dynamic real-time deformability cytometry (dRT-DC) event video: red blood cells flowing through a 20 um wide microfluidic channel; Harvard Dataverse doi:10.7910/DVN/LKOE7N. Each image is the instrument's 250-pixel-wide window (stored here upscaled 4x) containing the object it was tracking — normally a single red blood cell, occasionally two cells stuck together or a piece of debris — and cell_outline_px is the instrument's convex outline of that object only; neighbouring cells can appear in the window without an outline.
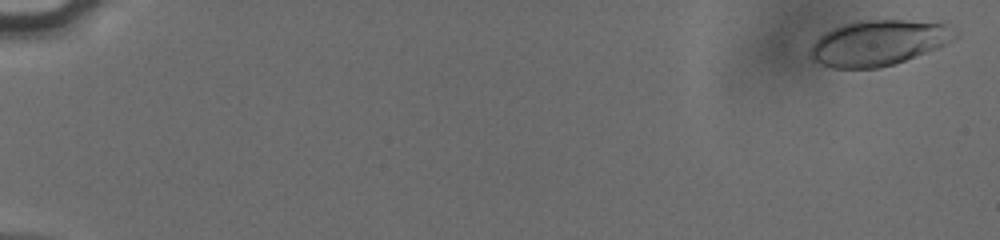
{"species": "human", "species_latin": "Homo sapiens", "temperature_condition": "cold", "stored_images_in_passage": 56, "camera_frame_rate_fps": 3000, "um_per_image_px": 0.085, "donor": {"sex": "male"}, "frame": {"image": 1, "passage_image": 2, "time_ms": 0.333, "image_size_px": [1000, 240], "cell_outline_px": [[960, 36], [936, 48], [916, 56], [880, 68], [832, 68], [820, 64], [812, 60], [808, 56], [808, 52], [812, 44], [820, 36], [832, 28], [844, 24], [860, 20], [904, 20], [944, 24]], "centroid_in_image_um": [74.6, 3.65], "position_along_channel_um": 10.4, "area_um2": 38.03}}
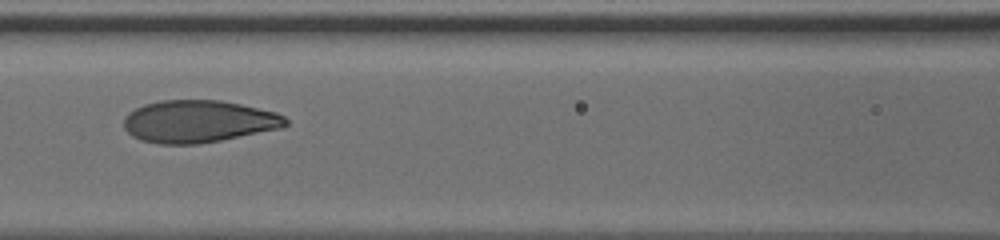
{"frame": {"image": 2, "passage_image": 28, "time_ms": 9.0, "image_size_px": [1000, 240], "cell_outline_px": [[288, 124], [280, 128], [200, 144], [160, 144], [140, 140], [132, 136], [124, 128], [124, 116], [128, 112], [144, 104], [160, 100], [220, 100], [240, 104], [276, 112], [284, 116], [288, 120]], "centroid_in_image_um": [16.83, 10.32], "position_along_channel_um": 149.8, "area_um2": 39.88}}
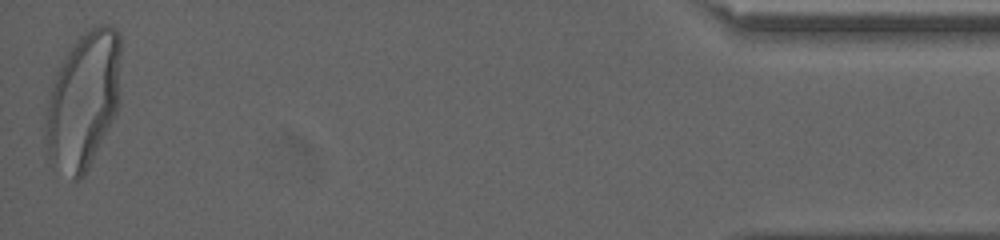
{"frame": {"image": 3, "passage_image": 56, "time_ms": 18.333, "image_size_px": [1000, 240], "cell_outline_px": [[120, 100], [116, 116], [84, 176], [76, 180], [72, 180], [52, 168], [48, 160], [44, 136], [44, 112], [56, 68], [72, 44], [88, 28], [100, 24], [108, 24], [116, 28], [120, 36]], "centroid_in_image_um": [7.06, 8.56], "position_along_channel_um": 428.1, "area_um2": 62.02}, "authors_computed_cell_mechanics": {"area_um2": 39.3618, "velocity_mm_per_s": 3.8081, "shape_relaxation_time_tau1_ms": 3.8054, "shape_relaxation_time_tau2_ms": null, "deformation_change_tau1": 0.1938, "deformation_change_tau2": null}}